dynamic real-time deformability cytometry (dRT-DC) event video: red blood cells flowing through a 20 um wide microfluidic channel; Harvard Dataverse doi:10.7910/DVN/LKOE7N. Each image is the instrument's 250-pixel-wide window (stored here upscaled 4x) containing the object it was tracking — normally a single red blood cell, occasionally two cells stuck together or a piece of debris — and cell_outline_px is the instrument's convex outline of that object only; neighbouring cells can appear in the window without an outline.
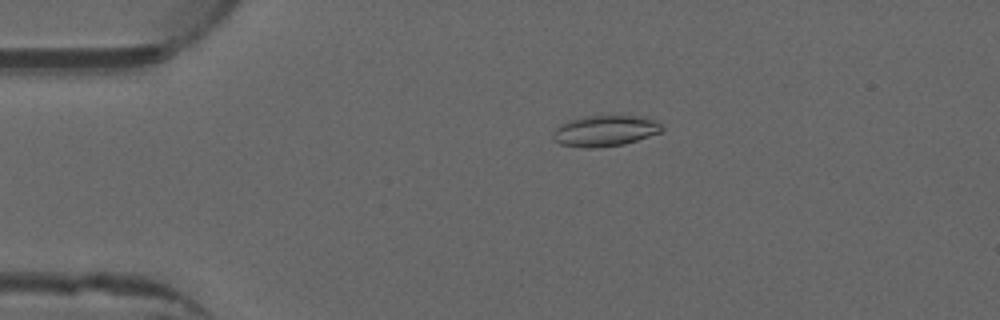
{"species": "common noctule bat (a hibernating species)", "species_latin": "Nyctalus noctula", "temperature_condition": "warm", "stored_images_in_passage": 44, "camera_frame_rate_fps": 3000, "um_per_image_px": 0.085, "animal": {"sex": "male", "forearm_length_mm": 52.5}, "frame": {"image": 1, "passage_image": 2, "time_ms": 0.333, "image_size_px": [1000, 320], "cell_outline_px": [[664, 128], [660, 132], [624, 144], [592, 148], [584, 148], [560, 144], [552, 136], [552, 132], [560, 124], [568, 120], [580, 116], [644, 116], [656, 120]], "centroid_in_image_um": [51.4, 11.11], "position_along_channel_um": 33.6, "area_um2": 19.65}}
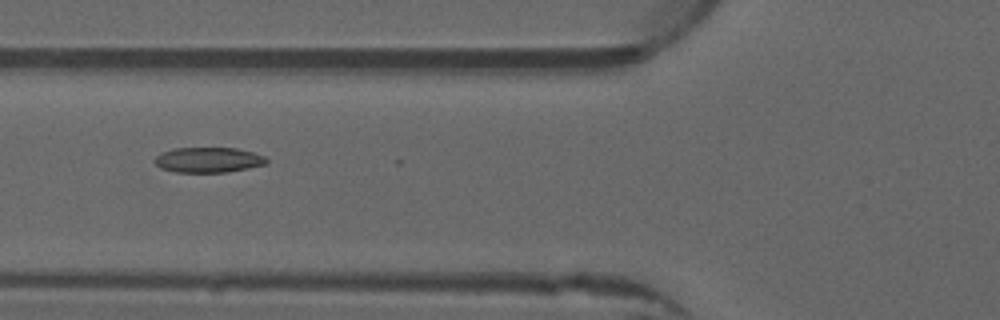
{"frame": {"image": 2, "passage_image": 11, "time_ms": 3.333, "image_size_px": [1000, 320], "cell_outline_px": [[268, 164], [228, 172], [172, 172], [160, 168], [152, 160], [160, 152], [172, 148], [236, 148], [252, 152], [264, 156], [268, 160]], "centroid_in_image_um": [17.67, 13.59], "position_along_channel_um": 108.1, "area_um2": 16.65}}
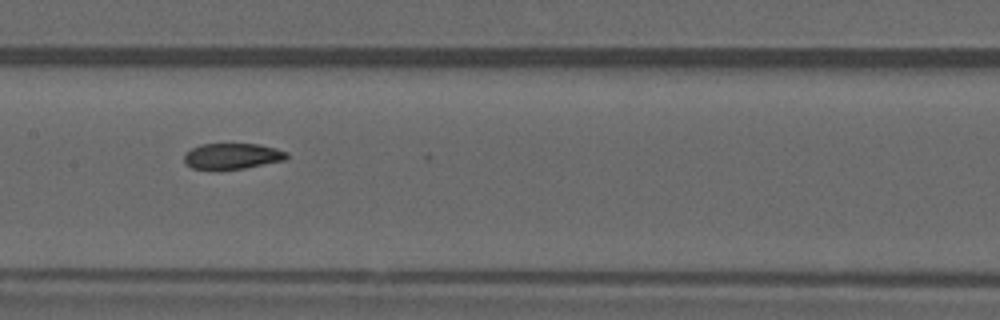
{"frame": {"image": 3, "passage_image": 17, "time_ms": 5.333, "image_size_px": [1000, 320], "cell_outline_px": [[288, 156], [284, 160], [244, 168], [220, 172], [192, 168], [184, 160], [184, 152], [200, 144], [260, 144], [276, 148], [288, 152]], "centroid_in_image_um": [19.7, 13.29], "position_along_channel_um": 187.7, "area_um2": 15.9}, "authors_computed_cell_mechanics": {"area_um2": 16.4152, "velocity_mm_per_s": 3.973, "shape_relaxation_time_tau1_ms": 8.4597, "shape_relaxation_time_tau2_ms": 2.4761, "deformation_change_tau1": 0.2019, "deformation_change_tau2": 0.0634}}